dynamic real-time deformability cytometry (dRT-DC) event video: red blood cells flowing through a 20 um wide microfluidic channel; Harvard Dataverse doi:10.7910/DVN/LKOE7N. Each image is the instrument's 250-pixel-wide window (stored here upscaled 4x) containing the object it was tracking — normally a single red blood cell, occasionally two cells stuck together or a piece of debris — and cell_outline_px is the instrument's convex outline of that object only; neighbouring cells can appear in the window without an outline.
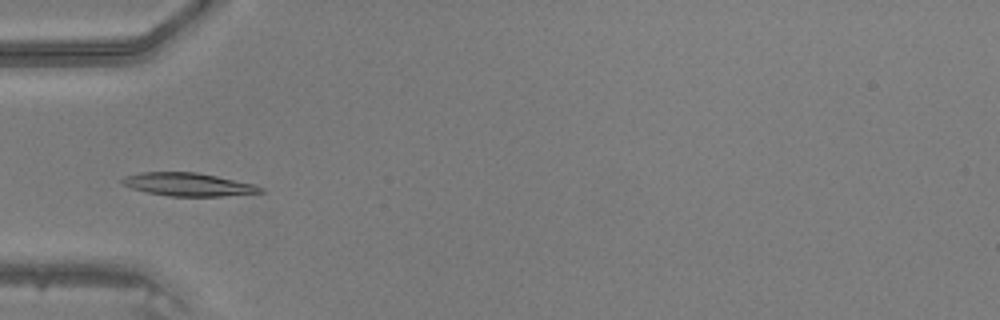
{"species": "common noctule bat (a hibernating species)", "species_latin": "Nyctalus noctula", "temperature_condition": "warm", "stored_images_in_passage": 49, "camera_frame_rate_fps": 3000, "um_per_image_px": 0.085, "animal": {"sex": "male", "body_mass_g": 20.5, "forearm_length_mm": 52.5}, "frame": {"image": 1, "passage_image": 17, "time_ms": 5.333, "image_size_px": [1000, 320], "cell_outline_px": [[264, 192], [220, 196], [168, 196], [148, 192], [132, 188], [124, 184], [120, 180], [124, 176], [140, 172], [196, 172], [256, 184], [264, 188]], "centroid_in_image_um": [16.02, 15.67], "position_along_channel_um": 69.0, "area_um2": 18.55}}
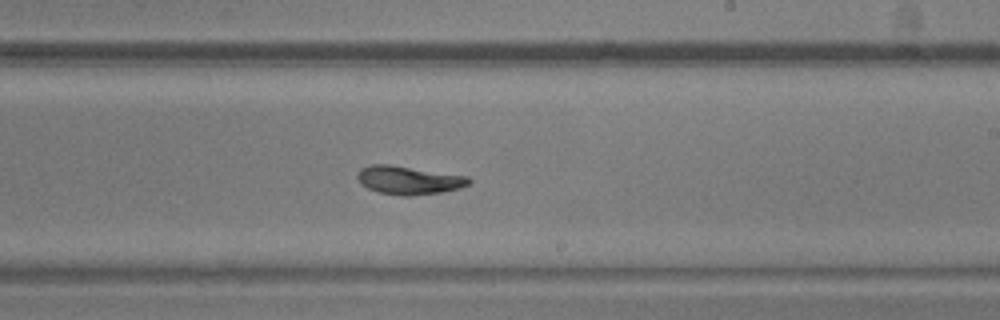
{"frame": {"image": 2, "passage_image": 30, "time_ms": 9.667, "image_size_px": [1000, 320], "cell_outline_px": [[472, 180], [468, 184], [460, 188], [440, 192], [408, 196], [404, 196], [376, 192], [360, 184], [356, 176], [360, 168], [372, 164], [388, 164], [468, 176]], "centroid_in_image_um": [34.7, 15.31], "position_along_channel_um": 254.3, "area_um2": 18.44}}
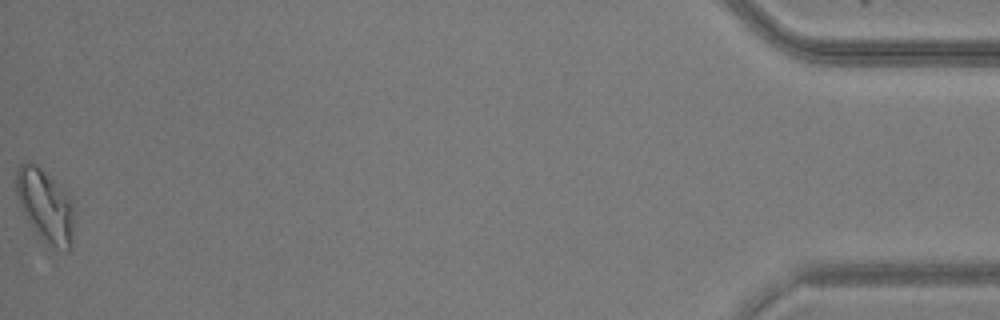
{"frame": {"image": 3, "passage_image": 49, "time_ms": 16.0, "image_size_px": [1000, 320], "cell_outline_px": [[72, 244], [68, 252], [44, 252], [20, 204], [16, 192], [16, 168], [20, 164], [28, 160], [36, 164], [60, 184], [68, 196], [72, 204]], "centroid_in_image_um": [3.84, 17.62], "position_along_channel_um": 431.4, "area_um2": 25.66}}